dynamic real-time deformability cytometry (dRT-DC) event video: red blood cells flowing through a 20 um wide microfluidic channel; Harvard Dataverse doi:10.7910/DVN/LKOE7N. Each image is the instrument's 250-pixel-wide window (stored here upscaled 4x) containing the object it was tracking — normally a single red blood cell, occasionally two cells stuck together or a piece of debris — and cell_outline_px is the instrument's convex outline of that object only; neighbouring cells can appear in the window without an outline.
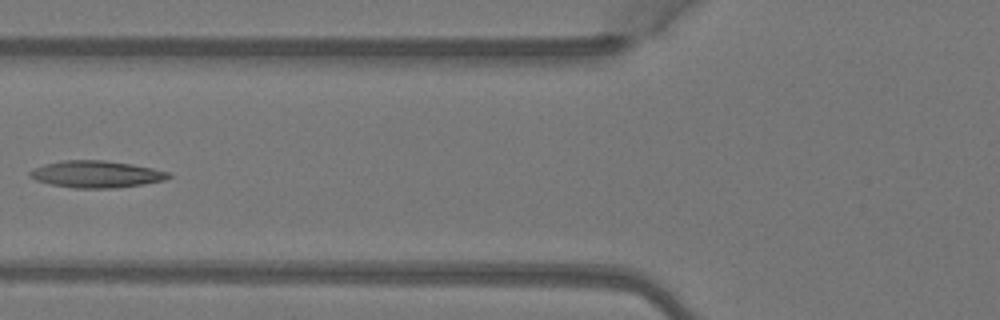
{"species": "Egyptian fruit bat (a non-hibernating species)", "species_latin": "Rousettus aegyptiacus", "temperature_condition": "warm", "stored_images_in_passage": 6, "camera_frame_rate_fps": 3000, "um_per_image_px": 0.085, "animal": {"sex": "female"}, "frame": {"image": 1, "passage_image": 6, "time_ms": 1.667, "image_size_px": [1000, 320], "cell_outline_px": [[172, 176], [164, 180], [144, 184], [116, 188], [72, 188], [52, 184], [36, 180], [28, 176], [28, 172], [32, 168], [44, 164], [64, 160], [104, 160], [132, 164], [152, 168], [168, 172]], "centroid_in_image_um": [8.16, 14.8], "position_along_channel_um": 117.6, "area_um2": 21.79}}